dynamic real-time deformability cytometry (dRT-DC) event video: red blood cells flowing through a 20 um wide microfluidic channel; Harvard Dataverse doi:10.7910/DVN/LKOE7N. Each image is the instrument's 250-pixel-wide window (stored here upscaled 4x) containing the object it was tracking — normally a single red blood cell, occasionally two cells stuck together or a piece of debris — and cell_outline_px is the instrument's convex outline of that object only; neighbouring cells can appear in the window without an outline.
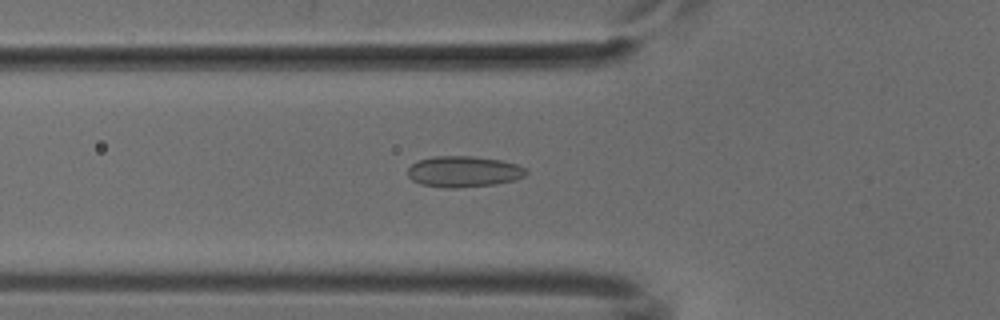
{"species": "common noctule bat (a hibernating species)", "species_latin": "Nyctalus noctula", "temperature_condition": "cold", "stored_images_in_passage": 47, "camera_frame_rate_fps": 3000, "um_per_image_px": 0.085, "animal": {"sex": "male", "body_mass_g": 18.8}, "frame": {"image": 1, "passage_image": 13, "time_ms": 4.0, "image_size_px": [1000, 320], "cell_outline_px": [[528, 172], [524, 176], [516, 180], [496, 184], [456, 188], [444, 188], [420, 184], [412, 180], [408, 176], [408, 168], [412, 164], [420, 160], [432, 156], [472, 156], [500, 160], [516, 164], [524, 168]], "centroid_in_image_um": [39.4, 14.59], "position_along_channel_um": 86.4, "area_um2": 21.44}}
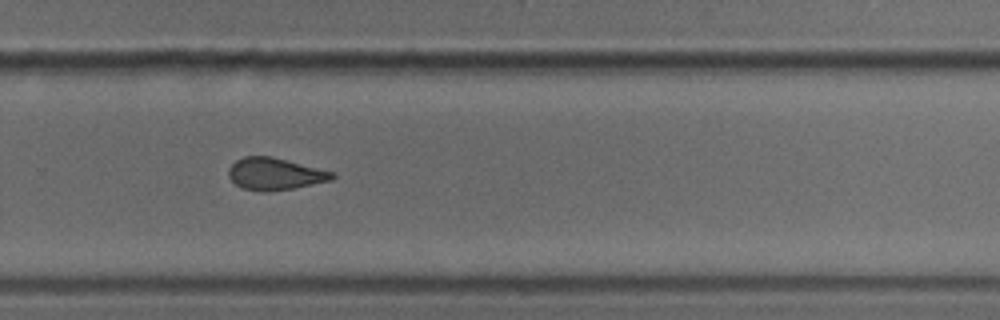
{"frame": {"image": 2, "passage_image": 30, "time_ms": 9.667, "image_size_px": [1000, 320], "cell_outline_px": [[336, 176], [332, 180], [296, 188], [264, 192], [244, 188], [236, 184], [228, 176], [228, 168], [236, 160], [244, 156], [272, 156], [332, 172]], "centroid_in_image_um": [23.35, 14.78], "position_along_channel_um": 306.4, "area_um2": 19.25}}
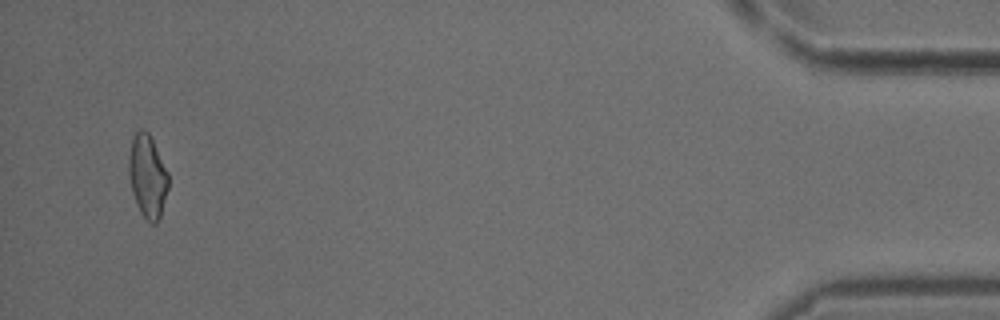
{"frame": {"image": 3, "passage_image": 45, "time_ms": 14.667, "image_size_px": [1000, 320], "cell_outline_px": [[168, 188], [160, 216], [156, 224], [152, 224], [140, 212], [136, 204], [132, 192], [128, 172], [128, 156], [132, 136], [140, 128], [144, 128], [148, 132], [168, 172]], "centroid_in_image_um": [12.51, 14.95], "position_along_channel_um": 422.7, "area_um2": 19.13}}